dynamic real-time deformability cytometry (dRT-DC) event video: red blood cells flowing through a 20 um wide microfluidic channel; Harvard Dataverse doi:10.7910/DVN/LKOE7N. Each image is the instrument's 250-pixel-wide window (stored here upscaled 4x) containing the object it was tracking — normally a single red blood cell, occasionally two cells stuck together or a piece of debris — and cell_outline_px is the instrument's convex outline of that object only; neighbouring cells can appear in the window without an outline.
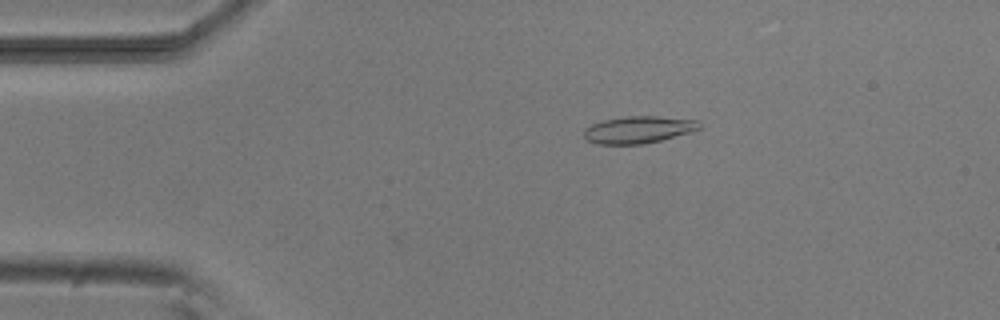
{"species": "common noctule bat (a hibernating species)", "species_latin": "Nyctalus noctula", "temperature_condition": "room temperature", "stored_images_in_passage": 5, "camera_frame_rate_fps": 3000, "um_per_image_px": 0.085, "animal": {"sex": "male", "body_mass_g": 20.5, "forearm_length_mm": 52.5}, "frame": {"image": 1, "passage_image": 3, "time_ms": 2.333, "image_size_px": [1000, 320], "cell_outline_px": [[704, 124], [700, 128], [692, 132], [644, 144], [596, 144], [588, 140], [584, 136], [584, 128], [592, 124], [604, 120], [628, 116], [656, 116], [700, 120]], "centroid_in_image_um": [54.32, 11.02], "position_along_channel_um": 30.7, "area_um2": 18.32}}
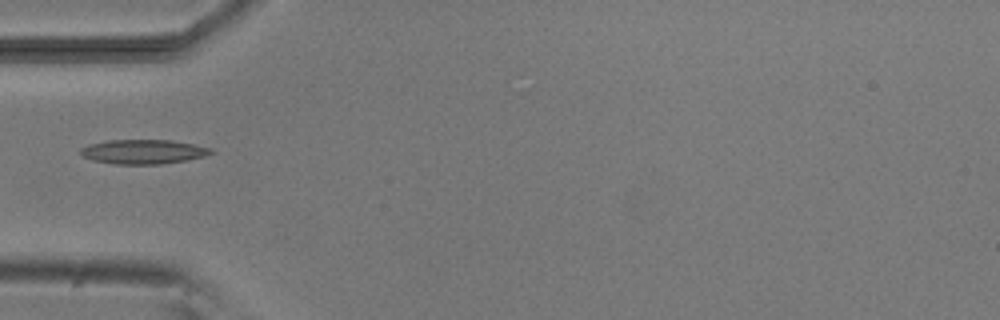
{"frame": {"image": 2, "passage_image": 5, "time_ms": 4.667, "image_size_px": [1000, 320], "cell_outline_px": [[216, 152], [204, 156], [188, 160], [160, 164], [116, 164], [92, 160], [84, 156], [80, 152], [80, 148], [88, 144], [108, 140], [172, 140], [212, 148]], "centroid_in_image_um": [12.2, 12.89], "position_along_channel_um": 72.8, "area_um2": 18.55}}